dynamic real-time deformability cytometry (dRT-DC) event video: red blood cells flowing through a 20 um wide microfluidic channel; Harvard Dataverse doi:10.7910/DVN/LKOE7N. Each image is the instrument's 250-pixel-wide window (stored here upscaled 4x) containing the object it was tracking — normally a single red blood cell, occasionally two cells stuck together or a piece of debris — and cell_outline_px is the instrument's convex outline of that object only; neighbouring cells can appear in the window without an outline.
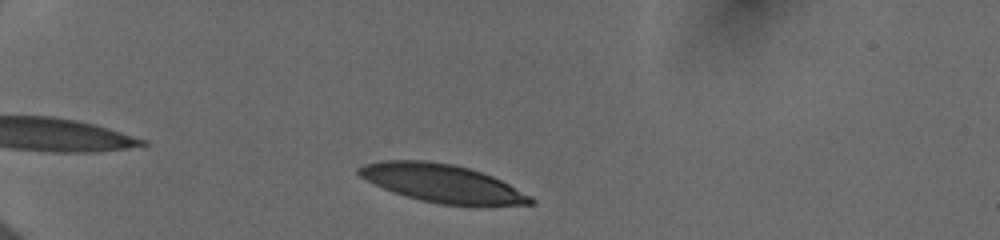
{"species": "human", "species_latin": "Homo sapiens", "temperature_condition": "cold", "stored_images_in_passage": 13, "camera_frame_rate_fps": 3000, "um_per_image_px": 0.085, "donor": {"sex": "female"}, "frame": {"image": 1, "passage_image": 4, "time_ms": 1.0, "image_size_px": [1000, 240], "cell_outline_px": [[536, 204], [440, 204], [420, 200], [392, 192], [360, 176], [356, 172], [356, 168], [364, 164], [384, 160], [424, 160], [452, 164], [468, 168], [492, 176], [532, 196], [536, 200]], "centroid_in_image_um": [37.55, 15.56], "position_along_channel_um": 47.5, "area_um2": 37.4}}
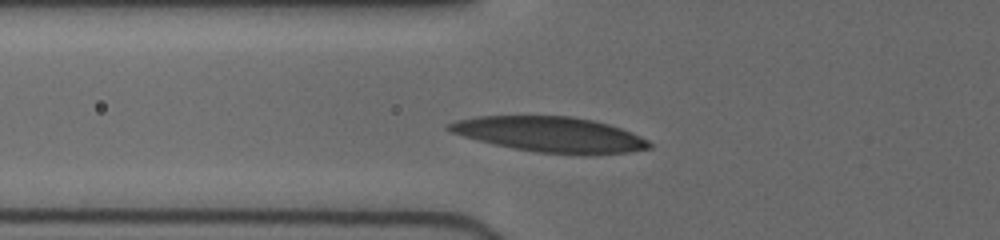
{"frame": {"image": 2, "passage_image": 12, "time_ms": 3.0, "image_size_px": [1000, 240], "cell_outline_px": [[652, 148], [628, 152], [588, 156], [580, 156], [536, 152], [512, 148], [492, 144], [464, 136], [452, 132], [444, 128], [444, 124], [456, 120], [476, 116], [572, 116], [592, 120], [608, 124], [632, 132], [648, 140], [652, 144]], "centroid_in_image_um": [46.77, 11.44], "position_along_channel_um": 79.0, "area_um2": 41.79}}